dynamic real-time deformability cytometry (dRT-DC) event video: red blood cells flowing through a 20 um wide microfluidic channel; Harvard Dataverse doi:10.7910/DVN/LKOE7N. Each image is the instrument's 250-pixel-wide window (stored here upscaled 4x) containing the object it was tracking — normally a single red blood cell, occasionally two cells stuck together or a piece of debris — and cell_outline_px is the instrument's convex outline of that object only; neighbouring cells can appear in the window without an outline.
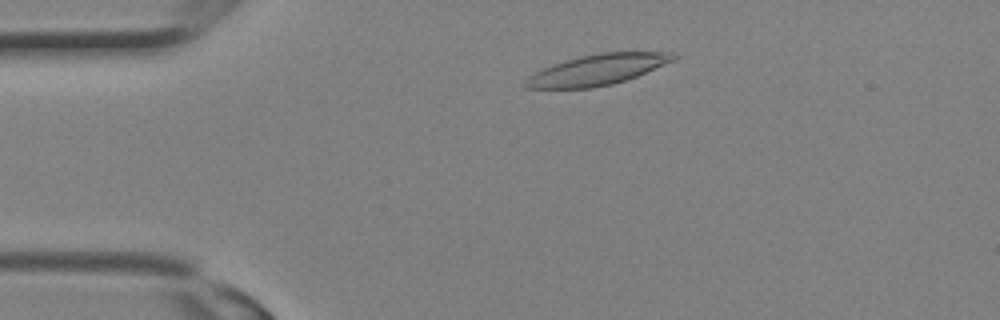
{"species": "Egyptian fruit bat (a non-hibernating species)", "species_latin": "Rousettus aegyptiacus", "temperature_condition": "room temperature", "stored_images_in_passage": 3, "camera_frame_rate_fps": 3000, "um_per_image_px": 0.085, "animal": {"sex": "female"}, "frame": {"image": 1, "passage_image": 3, "time_ms": 0.667, "image_size_px": [1000, 320], "cell_outline_px": [[676, 60], [636, 76], [612, 84], [592, 88], [524, 88], [520, 84], [528, 76], [544, 68], [580, 56], [600, 52], [672, 52], [676, 56]], "centroid_in_image_um": [50.76, 5.93], "position_along_channel_um": 34.2, "area_um2": 26.18}}